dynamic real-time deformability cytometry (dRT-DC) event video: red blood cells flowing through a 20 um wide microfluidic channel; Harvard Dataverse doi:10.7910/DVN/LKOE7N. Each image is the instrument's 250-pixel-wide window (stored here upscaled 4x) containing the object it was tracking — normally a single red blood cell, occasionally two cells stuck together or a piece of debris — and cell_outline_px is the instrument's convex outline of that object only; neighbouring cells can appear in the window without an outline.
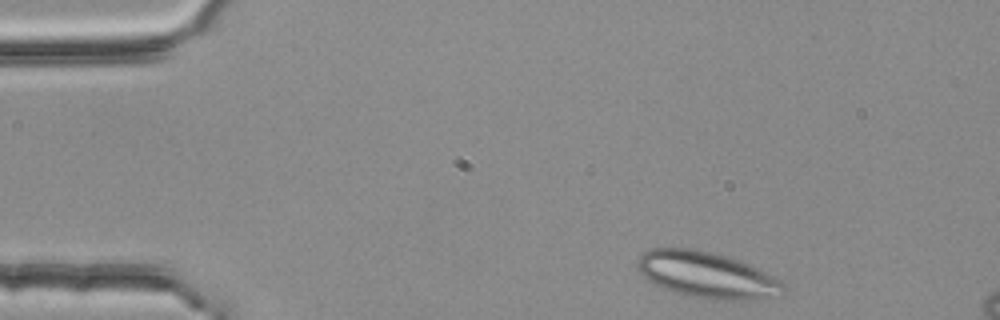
{"species": "common noctule bat (a hibernating species)", "species_latin": "Nyctalus noctula", "temperature_condition": "room temperature", "stored_images_in_passage": 4, "segment_of_instrument_passage": [1, 2], "camera_frame_rate_fps": 3000, "um_per_image_px": 0.085, "animal": {"sex": "female", "body_mass_g": 25.1}, "frame": {"image": 1, "passage_image": 1, "time_ms": 0.0, "image_size_px": [1000, 320], "cell_outline_px": [[784, 296], [748, 300], [708, 300], [676, 292], [664, 288], [648, 280], [636, 268], [636, 260], [644, 252], [652, 248], [696, 248], [728, 256], [760, 268], [780, 280], [784, 284]], "centroid_in_image_um": [60.13, 23.37], "position_along_channel_um": 24.9, "area_um2": 39.71}}